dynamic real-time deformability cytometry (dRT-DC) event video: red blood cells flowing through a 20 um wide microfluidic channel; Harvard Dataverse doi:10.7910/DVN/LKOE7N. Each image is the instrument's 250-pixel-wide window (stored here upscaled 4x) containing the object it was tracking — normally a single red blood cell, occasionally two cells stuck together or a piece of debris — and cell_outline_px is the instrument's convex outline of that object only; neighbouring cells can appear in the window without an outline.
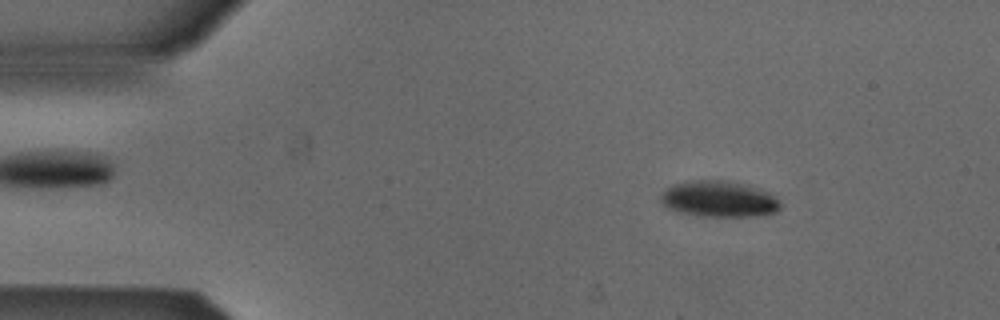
{"species": "Egyptian fruit bat (a non-hibernating species)", "species_latin": "Rousettus aegyptiacus", "temperature_condition": "cold", "stored_images_in_passage": 50, "camera_frame_rate_fps": 3000, "um_per_image_px": 0.085, "animal": {"sex": "male"}, "frame": {"image": 1, "passage_image": 5, "time_ms": 1.333, "image_size_px": [1000, 320], "cell_outline_px": [[780, 208], [776, 212], [756, 216], [704, 216], [680, 212], [668, 208], [660, 200], [660, 196], [672, 184], [688, 180], [728, 180], [748, 184], [764, 188], [772, 192], [780, 200]], "centroid_in_image_um": [61.19, 16.89], "position_along_channel_um": 23.8, "area_um2": 25.61}}
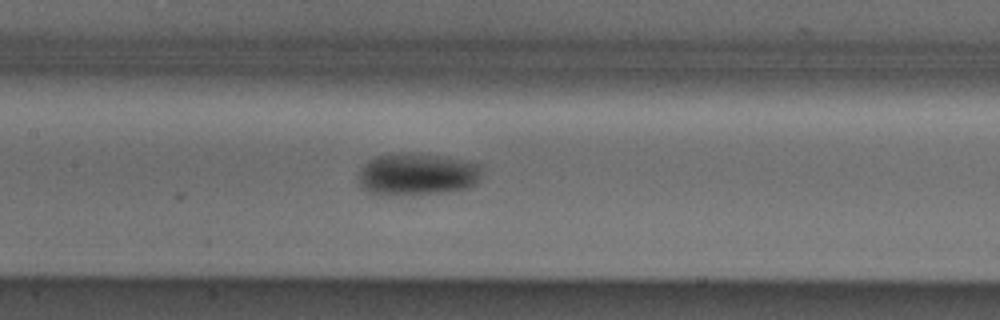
{"frame": {"image": 2, "passage_image": 22, "time_ms": 7.0, "image_size_px": [1000, 320], "cell_outline_px": [[484, 172], [480, 180], [476, 184], [468, 188], [440, 192], [380, 196], [368, 192], [360, 188], [360, 172], [368, 160], [376, 156], [400, 152], [412, 152], [444, 156], [468, 160], [484, 164]], "centroid_in_image_um": [35.53, 14.79], "position_along_channel_um": 171.9, "area_um2": 31.1}}
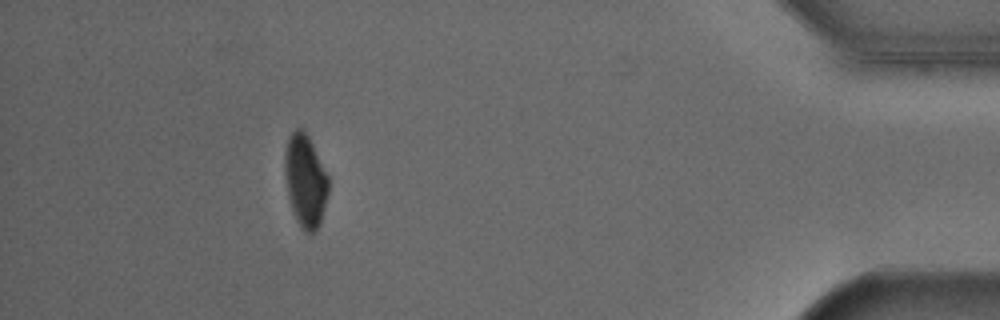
{"frame": {"image": 3, "passage_image": 45, "time_ms": 14.667, "image_size_px": [1000, 320], "cell_outline_px": [[328, 192], [320, 224], [316, 232], [304, 232], [300, 228], [296, 220], [288, 196], [284, 168], [284, 156], [288, 136], [296, 128], [304, 128], [328, 176]], "centroid_in_image_um": [25.94, 15.37], "position_along_channel_um": 409.3, "area_um2": 23.52}, "authors_computed_cell_mechanics": {"area_um2": 26.5013, "velocity_mm_per_s": 3.8699, "shape_relaxation_time_tau1_ms": 1.5882, "shape_relaxation_time_tau2_ms": null, "deformation_change_tau1": 0.0986, "deformation_change_tau2": null}}